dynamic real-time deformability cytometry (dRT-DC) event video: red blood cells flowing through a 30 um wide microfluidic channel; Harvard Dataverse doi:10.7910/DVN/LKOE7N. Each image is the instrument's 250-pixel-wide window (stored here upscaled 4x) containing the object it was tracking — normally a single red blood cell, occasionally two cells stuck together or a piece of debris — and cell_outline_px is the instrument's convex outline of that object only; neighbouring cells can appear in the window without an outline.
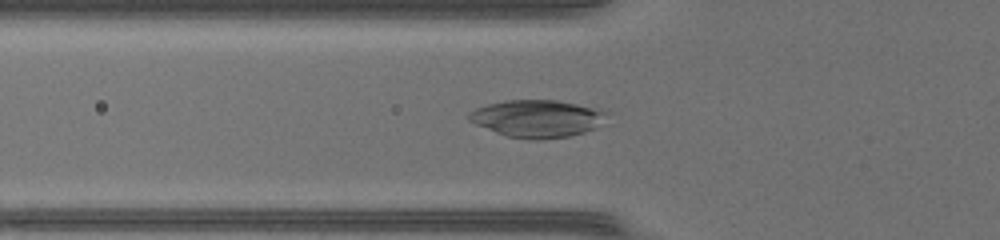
{"species": "common noctule bat (a hibernating species)", "species_latin": "Nyctalus noctula", "temperature_condition": "warm", "stored_images_in_passage": 48, "camera_frame_rate_fps": 3000, "um_per_image_px": 0.085, "animal": {"sex": "female", "body_mass_g": 17.0, "forearm_length_mm": 48.0}, "frame": {"image": 1, "passage_image": 18, "time_ms": 5.667, "image_size_px": [1000, 240], "cell_outline_px": [[612, 124], [584, 132], [568, 136], [544, 140], [528, 140], [508, 136], [496, 132], [476, 124], [468, 120], [468, 112], [476, 108], [488, 104], [504, 100], [556, 100], [600, 108], [608, 112]], "centroid_in_image_um": [45.81, 10.08], "position_along_channel_um": 80.0, "area_um2": 30.87}}
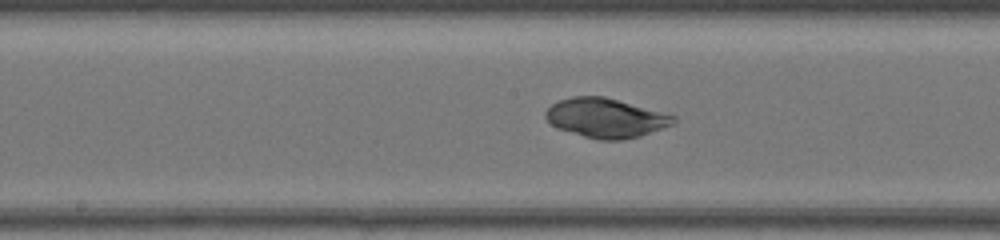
{"frame": {"image": 2, "passage_image": 26, "time_ms": 8.333, "image_size_px": [1000, 240], "cell_outline_px": [[676, 124], [640, 136], [624, 140], [596, 140], [556, 128], [544, 116], [544, 112], [552, 104], [560, 100], [572, 96], [604, 96], [676, 116]], "centroid_in_image_um": [51.49, 10.04], "position_along_channel_um": 196.7, "area_um2": 29.42}}
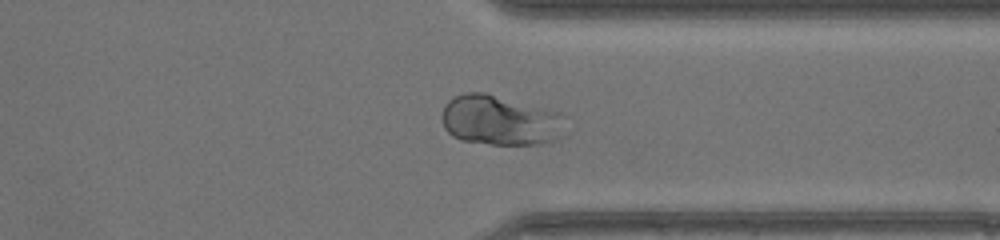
{"frame": {"image": 3, "passage_image": 38, "time_ms": 12.333, "image_size_px": [1000, 240], "cell_outline_px": [[568, 132], [564, 136], [556, 140], [540, 144], [492, 144], [460, 140], [452, 136], [444, 128], [444, 104], [448, 100], [464, 92], [484, 92], [560, 112]], "centroid_in_image_um": [42.57, 10.24], "position_along_channel_um": 368.8, "area_um2": 36.24}}